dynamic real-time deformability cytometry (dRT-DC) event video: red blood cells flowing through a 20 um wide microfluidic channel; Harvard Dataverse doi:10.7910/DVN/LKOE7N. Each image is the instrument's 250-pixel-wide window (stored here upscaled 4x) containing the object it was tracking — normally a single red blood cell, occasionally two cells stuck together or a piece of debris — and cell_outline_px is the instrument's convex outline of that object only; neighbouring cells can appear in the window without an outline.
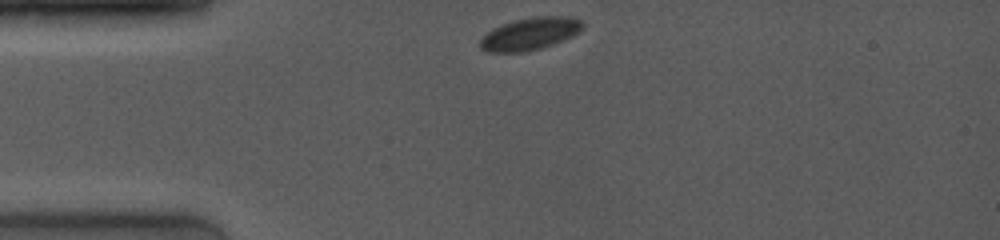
{"species": "common noctule bat (a hibernating species)", "species_latin": "Nyctalus noctula", "temperature_condition": "room temperature", "stored_images_in_passage": 46, "camera_frame_rate_fps": 4000, "um_per_image_px": 0.085, "animal": {"sex": "female", "body_mass_g": 19.0, "forearm_length_mm": 53.3}, "frame": {"image": 1, "passage_image": 1, "time_ms": 0.0, "image_size_px": [1000, 240], "cell_outline_px": [[584, 24], [580, 32], [572, 36], [552, 44], [528, 52], [488, 52], [480, 48], [480, 40], [488, 32], [504, 24], [516, 20], [536, 16], [572, 16], [580, 20]], "centroid_in_image_um": [45.09, 2.87], "position_along_channel_um": 39.9, "area_um2": 19.13}}
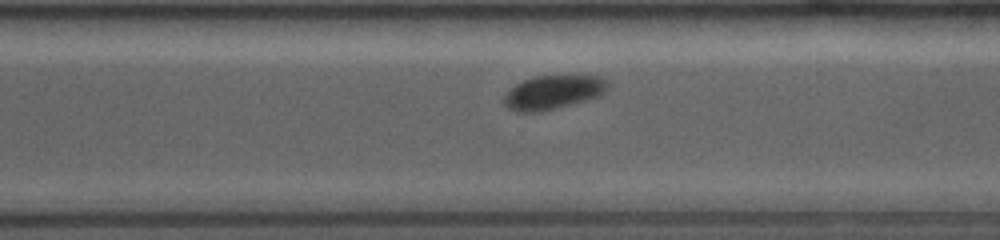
{"frame": {"image": 2, "passage_image": 31, "time_ms": 8.0, "image_size_px": [1000, 240], "cell_outline_px": [[612, 88], [600, 96], [556, 108], [540, 112], [516, 112], [508, 108], [504, 104], [504, 96], [516, 84], [524, 80], [536, 76], [600, 76]], "centroid_in_image_um": [47.04, 7.85], "position_along_channel_um": 323.6, "area_um2": 20.4}}
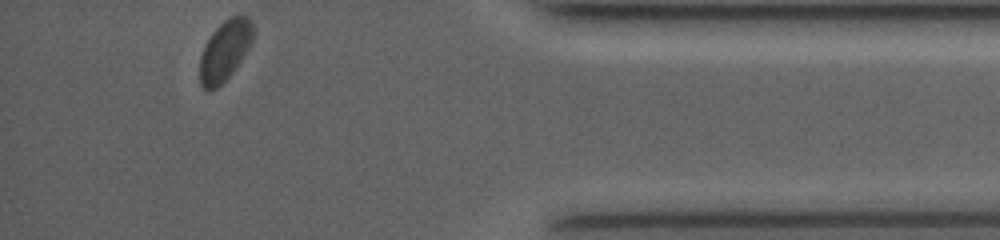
{"frame": {"image": 3, "passage_image": 46, "time_ms": 11.0, "image_size_px": [1000, 240], "cell_outline_px": [[252, 44], [232, 72], [216, 88], [208, 92], [200, 84], [200, 56], [212, 32], [224, 20], [232, 16], [248, 16], [252, 20]], "centroid_in_image_um": [19.11, 4.3], "position_along_channel_um": 416.1, "area_um2": 18.44}, "authors_computed_cell_mechanics": {"area_um2": 20.3745, "velocity_mm_per_s": 3.8974, "shape_relaxation_time_tau1_ms": 1.0406, "shape_relaxation_time_tau2_ms": null, "deformation_change_tau1": 0.0392, "deformation_change_tau2": null}}